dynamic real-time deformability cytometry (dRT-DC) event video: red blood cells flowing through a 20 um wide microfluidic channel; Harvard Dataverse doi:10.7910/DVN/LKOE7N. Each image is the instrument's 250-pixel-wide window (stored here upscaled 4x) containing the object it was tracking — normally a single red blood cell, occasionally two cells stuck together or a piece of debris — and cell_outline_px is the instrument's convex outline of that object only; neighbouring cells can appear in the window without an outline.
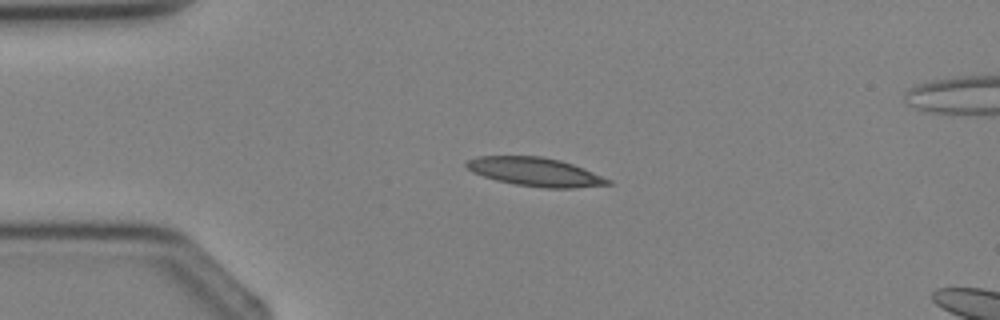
{"species": "Egyptian fruit bat (a non-hibernating species)", "species_latin": "Rousettus aegyptiacus", "temperature_condition": "cold", "stored_images_in_passage": 4, "camera_frame_rate_fps": 3000, "um_per_image_px": 0.085, "animal": {"sex": "female"}, "frame": {"image": 1, "passage_image": 3, "time_ms": 2.333, "image_size_px": [1000, 320], "cell_outline_px": [[612, 184], [572, 188], [544, 188], [516, 184], [496, 180], [472, 172], [464, 164], [468, 160], [476, 156], [540, 156], [560, 160], [572, 164], [612, 180]], "centroid_in_image_um": [45.48, 14.61], "position_along_channel_um": 39.5, "area_um2": 23.41}}